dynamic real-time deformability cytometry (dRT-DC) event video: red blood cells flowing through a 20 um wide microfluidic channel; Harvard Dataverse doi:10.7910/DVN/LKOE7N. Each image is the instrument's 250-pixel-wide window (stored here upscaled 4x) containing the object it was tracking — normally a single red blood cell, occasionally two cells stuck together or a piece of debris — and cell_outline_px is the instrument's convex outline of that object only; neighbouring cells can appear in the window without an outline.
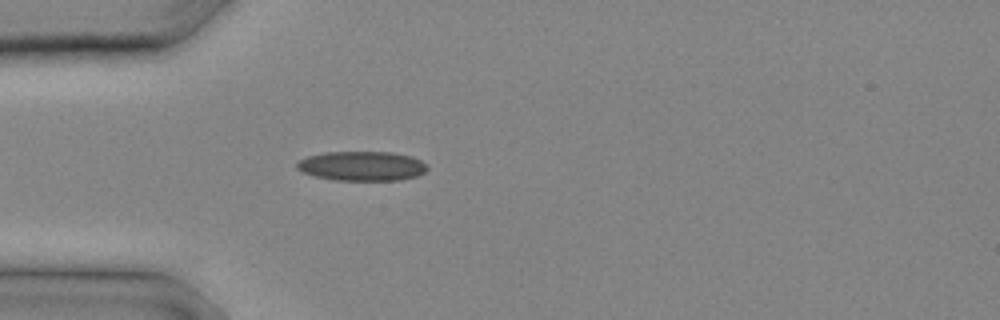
{"species": "common noctule bat (a hibernating species)", "species_latin": "Nyctalus noctula", "temperature_condition": "cold", "stored_images_in_passage": 3, "camera_frame_rate_fps": 3000, "um_per_image_px": 0.085, "animal": {"sex": "male", "body_mass_g": 20.4}, "frame": {"image": 1, "passage_image": 1, "time_ms": 0.0, "image_size_px": [1000, 320], "cell_outline_px": [[428, 168], [424, 172], [416, 176], [400, 180], [336, 180], [316, 176], [304, 172], [296, 168], [296, 164], [300, 160], [308, 156], [324, 152], [392, 152], [412, 156], [428, 164]], "centroid_in_image_um": [30.8, 14.1], "position_along_channel_um": 54.2, "area_um2": 22.37}}